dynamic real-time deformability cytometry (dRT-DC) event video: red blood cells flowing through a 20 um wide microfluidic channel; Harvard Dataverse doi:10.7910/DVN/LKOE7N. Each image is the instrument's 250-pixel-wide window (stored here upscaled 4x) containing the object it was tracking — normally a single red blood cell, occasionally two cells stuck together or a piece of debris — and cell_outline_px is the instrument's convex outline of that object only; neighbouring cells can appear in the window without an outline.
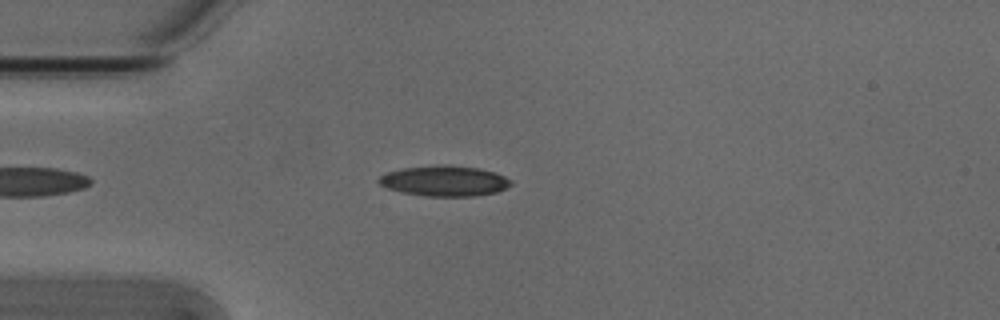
{"species": "Egyptian fruit bat (a non-hibernating species)", "species_latin": "Rousettus aegyptiacus", "temperature_condition": "cold", "stored_images_in_passage": 34, "camera_frame_rate_fps": 3000, "um_per_image_px": 0.085, "animal": {"sex": "male"}, "frame": {"image": 1, "passage_image": 7, "time_ms": 2.0, "image_size_px": [1000, 320], "cell_outline_px": [[512, 184], [496, 192], [476, 196], [428, 196], [404, 192], [388, 188], [380, 184], [376, 180], [380, 176], [388, 172], [400, 168], [440, 164], [448, 164], [480, 168], [496, 172], [512, 180]], "centroid_in_image_um": [37.79, 15.36], "position_along_channel_um": 47.2, "area_um2": 23.58}}
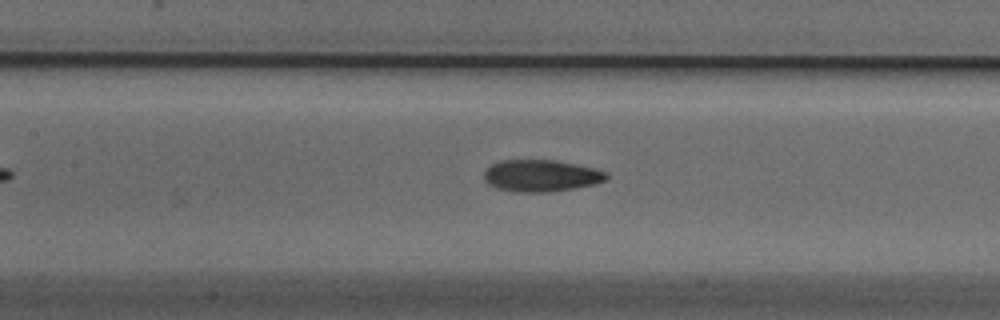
{"frame": {"image": 2, "passage_image": 17, "time_ms": 5.333, "image_size_px": [1000, 320], "cell_outline_px": [[608, 176], [604, 180], [596, 184], [576, 188], [548, 192], [516, 192], [496, 188], [488, 184], [484, 180], [484, 172], [492, 164], [500, 160], [556, 160], [576, 164], [608, 172]], "centroid_in_image_um": [45.98, 14.94], "position_along_channel_um": 161.4, "area_um2": 22.77}}
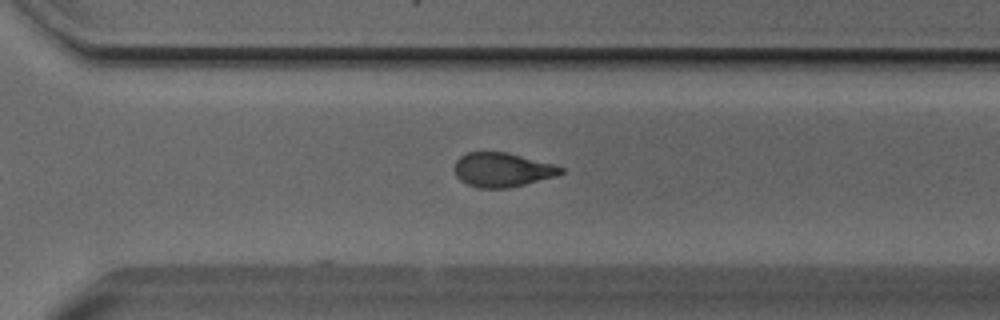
{"frame": {"image": 3, "passage_image": 30, "time_ms": 9.667, "image_size_px": [1000, 320], "cell_outline_px": [[564, 172], [556, 176], [508, 188], [480, 188], [468, 184], [460, 180], [456, 176], [452, 168], [456, 160], [460, 156], [468, 152], [508, 152], [552, 164], [564, 168]], "centroid_in_image_um": [42.65, 14.43], "position_along_channel_um": 327.9, "area_um2": 21.21}, "authors_computed_cell_mechanics": {"area_um2": 22.6287, "velocity_mm_per_s": 3.856, "shape_relaxation_time_tau1_ms": 5.4149, "shape_relaxation_time_tau2_ms": 2.2416, "deformation_change_tau1": 0.1581, "deformation_change_tau2": 0.0859}}